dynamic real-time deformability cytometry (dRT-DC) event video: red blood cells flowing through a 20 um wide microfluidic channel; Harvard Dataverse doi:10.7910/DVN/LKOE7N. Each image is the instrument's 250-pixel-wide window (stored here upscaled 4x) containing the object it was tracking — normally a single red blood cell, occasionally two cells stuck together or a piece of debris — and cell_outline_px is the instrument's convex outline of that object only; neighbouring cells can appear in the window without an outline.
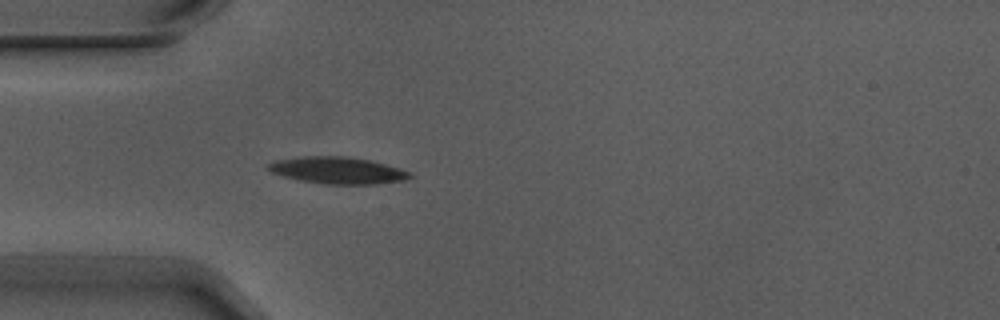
{"species": "Egyptian fruit bat (a non-hibernating species)", "species_latin": "Rousettus aegyptiacus", "temperature_condition": "warm", "stored_images_in_passage": 3, "camera_frame_rate_fps": 3000, "um_per_image_px": 0.085, "animal": {"sex": "male"}, "frame": {"image": 1, "passage_image": 3, "time_ms": 0.667, "image_size_px": [1000, 320], "cell_outline_px": [[412, 176], [404, 180], [376, 184], [324, 184], [300, 180], [284, 176], [272, 172], [264, 168], [264, 164], [276, 160], [300, 156], [344, 156], [368, 160], [400, 168], [412, 172]], "centroid_in_image_um": [28.65, 14.48], "position_along_channel_um": 56.4, "area_um2": 22.2}}